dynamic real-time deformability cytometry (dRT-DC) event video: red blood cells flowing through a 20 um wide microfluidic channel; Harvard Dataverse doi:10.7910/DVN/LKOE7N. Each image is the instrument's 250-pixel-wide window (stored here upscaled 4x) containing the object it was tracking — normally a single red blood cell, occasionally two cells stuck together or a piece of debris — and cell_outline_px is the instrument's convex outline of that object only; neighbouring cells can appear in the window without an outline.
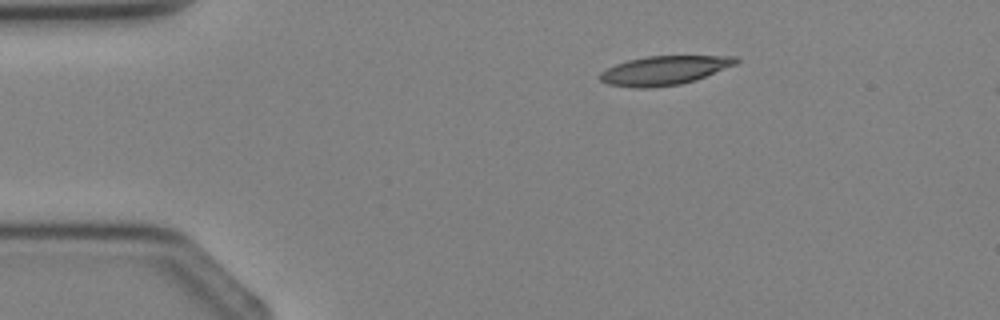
{"species": "Egyptian fruit bat (a non-hibernating species)", "species_latin": "Rousettus aegyptiacus", "temperature_condition": "cold", "stored_images_in_passage": 4, "camera_frame_rate_fps": 3000, "um_per_image_px": 0.085, "animal": {"sex": "female"}, "frame": {"image": 1, "passage_image": 4, "time_ms": 4.333, "image_size_px": [1000, 320], "cell_outline_px": [[740, 60], [736, 64], [696, 80], [680, 84], [648, 88], [636, 88], [608, 84], [600, 80], [600, 72], [616, 64], [628, 60], [648, 56], [736, 56]], "centroid_in_image_um": [56.47, 5.98], "position_along_channel_um": 28.5, "area_um2": 22.83}}